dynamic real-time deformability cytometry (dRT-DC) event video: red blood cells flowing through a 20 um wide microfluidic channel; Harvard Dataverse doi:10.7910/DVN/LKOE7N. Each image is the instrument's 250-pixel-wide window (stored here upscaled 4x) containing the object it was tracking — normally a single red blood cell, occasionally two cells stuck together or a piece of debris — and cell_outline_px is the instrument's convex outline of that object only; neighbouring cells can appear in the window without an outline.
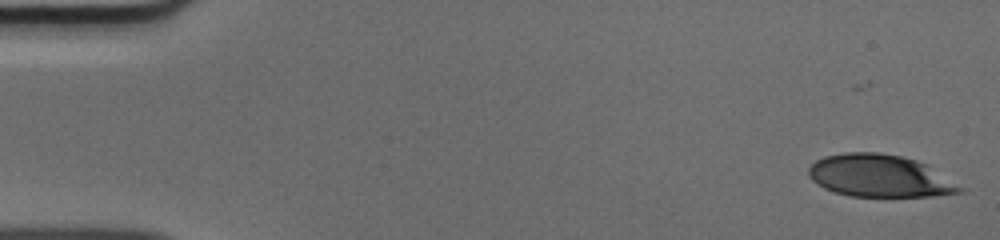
{"species": "human", "species_latin": "Homo sapiens", "temperature_condition": "cold", "stored_images_in_passage": 12, "camera_frame_rate_fps": 3000, "um_per_image_px": 0.085, "donor": {"sex": "male"}, "frame": {"image": 1, "passage_image": 1, "time_ms": 0.0, "image_size_px": [1000, 240], "cell_outline_px": [[968, 188], [964, 192], [932, 196], [852, 196], [836, 192], [824, 188], [816, 184], [808, 176], [808, 168], [816, 160], [824, 156], [844, 152], [880, 152], [900, 156], [916, 160], [928, 164]], "centroid_in_image_um": [74.84, 14.95], "position_along_channel_um": 10.2, "area_um2": 37.86}}